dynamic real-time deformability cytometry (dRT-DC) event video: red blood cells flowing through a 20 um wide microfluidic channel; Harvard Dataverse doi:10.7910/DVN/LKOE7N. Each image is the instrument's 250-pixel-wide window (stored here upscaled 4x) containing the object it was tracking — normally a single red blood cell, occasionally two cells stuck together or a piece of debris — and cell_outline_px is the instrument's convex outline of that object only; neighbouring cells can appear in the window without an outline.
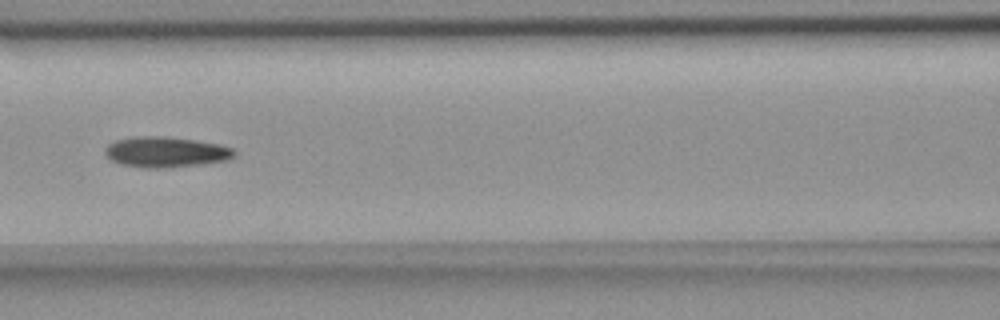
{"species": "common noctule bat (a hibernating species)", "species_latin": "Nyctalus noctula", "temperature_condition": "room temperature", "stored_images_in_passage": 9, "camera_frame_rate_fps": 3000, "um_per_image_px": 0.085, "animal": {"sex": "female", "body_mass_g": 18.4}, "frame": {"image": 1, "passage_image": 7, "time_ms": 7.0, "image_size_px": [1000, 320], "cell_outline_px": [[236, 156], [228, 160], [204, 164], [164, 168], [144, 168], [120, 164], [112, 160], [104, 152], [104, 148], [108, 144], [116, 140], [132, 136], [164, 136], [220, 144], [232, 148], [236, 152]], "centroid_in_image_um": [14.1, 12.92], "position_along_channel_um": 152.5, "area_um2": 23.18}}
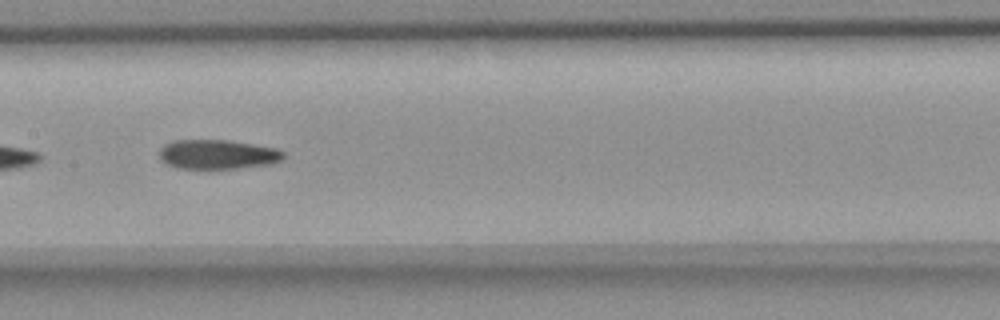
{"frame": {"image": 2, "passage_image": 8, "time_ms": 8.0, "image_size_px": [1000, 320], "cell_outline_px": [[284, 160], [272, 164], [240, 168], [176, 168], [160, 160], [160, 148], [164, 144], [172, 140], [228, 140], [276, 148], [284, 152]], "centroid_in_image_um": [18.51, 13.12], "position_along_channel_um": 188.9, "area_um2": 21.39}}
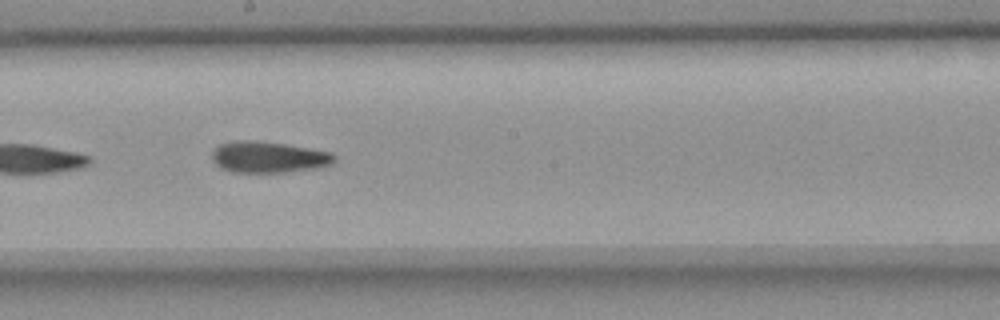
{"frame": {"image": 3, "passage_image": 9, "time_ms": 9.0, "image_size_px": [1000, 320], "cell_outline_px": [[336, 160], [332, 164], [316, 168], [284, 172], [232, 172], [220, 168], [212, 160], [212, 152], [220, 144], [236, 140], [256, 140], [284, 144], [332, 152], [336, 156]], "centroid_in_image_um": [22.82, 13.35], "position_along_channel_um": 225.4, "area_um2": 22.31}}